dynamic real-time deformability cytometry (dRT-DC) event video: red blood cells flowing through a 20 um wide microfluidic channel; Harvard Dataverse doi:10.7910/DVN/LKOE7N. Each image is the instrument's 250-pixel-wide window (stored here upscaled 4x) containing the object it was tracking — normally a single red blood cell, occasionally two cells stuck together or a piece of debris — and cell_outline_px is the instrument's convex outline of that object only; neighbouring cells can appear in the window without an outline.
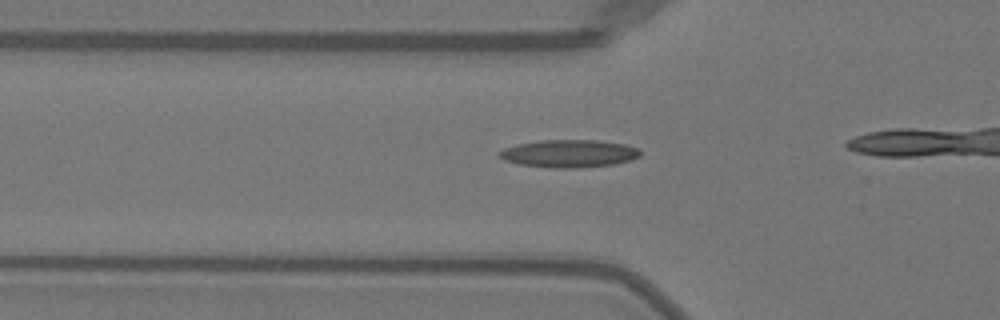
{"species": "Egyptian fruit bat (a non-hibernating species)", "species_latin": "Rousettus aegyptiacus", "temperature_condition": "warm", "stored_images_in_passage": 12, "camera_frame_rate_fps": 3000, "um_per_image_px": 0.085, "animal": {"sex": "female"}, "frame": {"image": 1, "passage_image": 7, "time_ms": 2.0, "image_size_px": [1000, 320], "cell_outline_px": [[640, 156], [632, 160], [612, 164], [580, 168], [552, 168], [520, 164], [504, 160], [496, 152], [504, 148], [516, 144], [540, 140], [600, 140], [624, 144], [640, 148]], "centroid_in_image_um": [48.37, 13.05], "position_along_channel_um": 77.4, "area_um2": 22.89}}
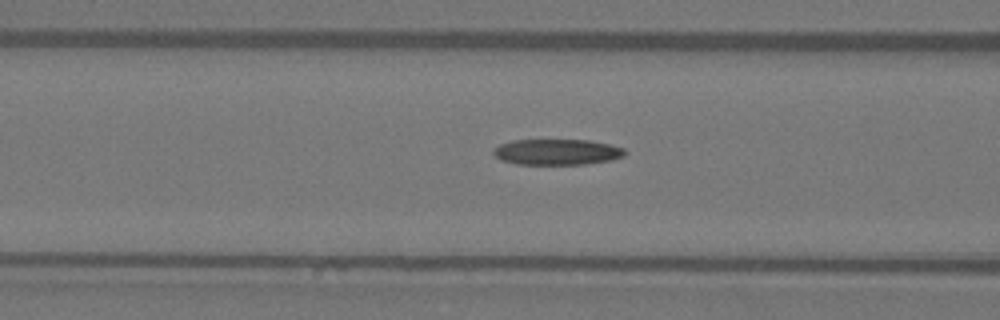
{"frame": {"image": 2, "passage_image": 10, "time_ms": 3.0, "image_size_px": [1000, 320], "cell_outline_px": [[628, 152], [624, 156], [612, 160], [584, 164], [516, 164], [500, 160], [492, 152], [492, 148], [500, 144], [512, 140], [588, 140], [608, 144], [624, 148]], "centroid_in_image_um": [47.33, 12.92], "position_along_channel_um": 119.3, "area_um2": 19.88}}